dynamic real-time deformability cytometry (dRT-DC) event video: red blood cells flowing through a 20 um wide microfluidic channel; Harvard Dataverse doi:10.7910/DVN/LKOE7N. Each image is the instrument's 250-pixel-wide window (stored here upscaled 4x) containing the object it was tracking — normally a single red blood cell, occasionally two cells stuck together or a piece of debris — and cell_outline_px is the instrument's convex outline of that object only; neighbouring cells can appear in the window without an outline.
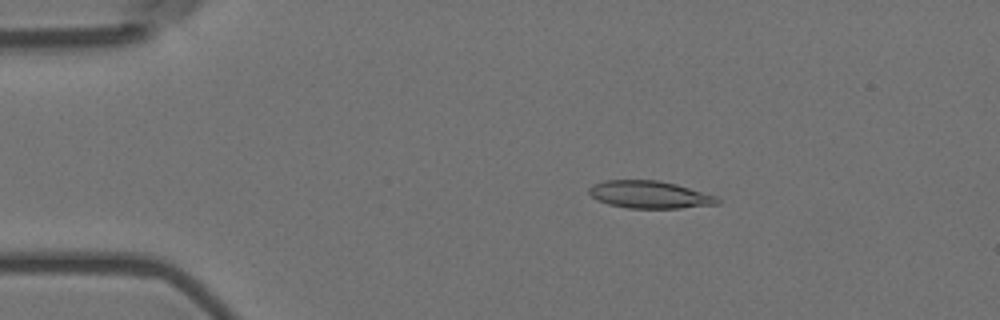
{"species": "Egyptian fruit bat (a non-hibernating species)", "species_latin": "Rousettus aegyptiacus", "temperature_condition": "room temperature", "stored_images_in_passage": 57, "camera_frame_rate_fps": 3000, "um_per_image_px": 0.085, "animal": {"sex": "female"}, "frame": {"image": 1, "passage_image": 11, "time_ms": 3.333, "image_size_px": [1000, 320], "cell_outline_px": [[720, 204], [680, 208], [628, 208], [608, 204], [596, 200], [588, 192], [588, 188], [592, 184], [604, 180], [656, 180], [676, 184], [716, 196], [720, 200]], "centroid_in_image_um": [55.19, 16.54], "position_along_channel_um": 29.8, "area_um2": 20.58}}
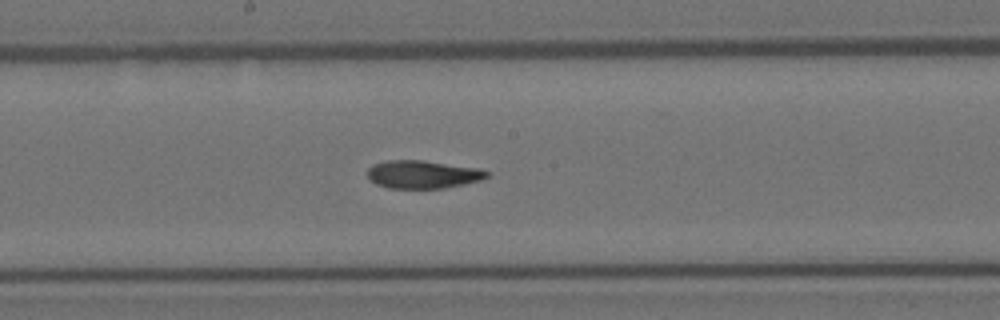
{"frame": {"image": 2, "passage_image": 31, "time_ms": 10.0, "image_size_px": [1000, 320], "cell_outline_px": [[492, 172], [488, 176], [480, 180], [464, 184], [444, 188], [388, 188], [376, 184], [368, 180], [368, 168], [372, 164], [388, 160], [424, 160], [480, 168]], "centroid_in_image_um": [35.94, 14.81], "position_along_channel_um": 212.3, "area_um2": 19.71}}
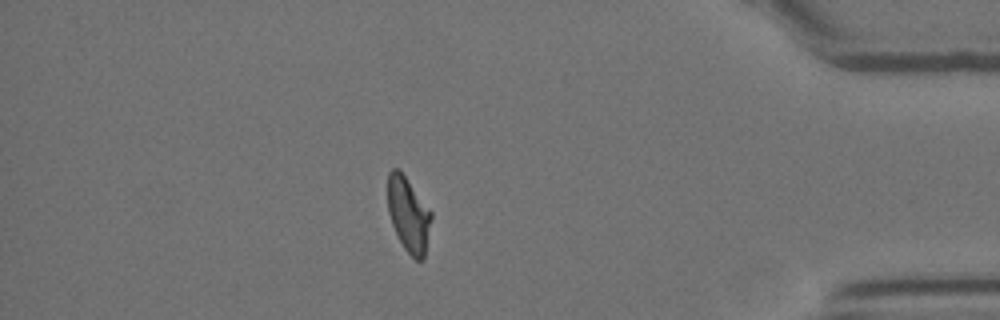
{"frame": {"image": 3, "passage_image": 50, "time_ms": 16.333, "image_size_px": [1000, 320], "cell_outline_px": [[432, 216], [424, 256], [420, 260], [416, 260], [404, 248], [392, 224], [388, 212], [388, 172], [392, 168], [400, 168], [432, 212]], "centroid_in_image_um": [34.71, 18.17], "position_along_channel_um": 400.5, "area_um2": 18.84}, "authors_computed_cell_mechanics": {"area_um2": 19.941, "velocity_mm_per_s": 3.585, "shape_relaxation_time_tau1_ms": 6.4795, "shape_relaxation_time_tau2_ms": 3.0597, "deformation_change_tau1": 0.1972, "deformation_change_tau2": 0.0937}}